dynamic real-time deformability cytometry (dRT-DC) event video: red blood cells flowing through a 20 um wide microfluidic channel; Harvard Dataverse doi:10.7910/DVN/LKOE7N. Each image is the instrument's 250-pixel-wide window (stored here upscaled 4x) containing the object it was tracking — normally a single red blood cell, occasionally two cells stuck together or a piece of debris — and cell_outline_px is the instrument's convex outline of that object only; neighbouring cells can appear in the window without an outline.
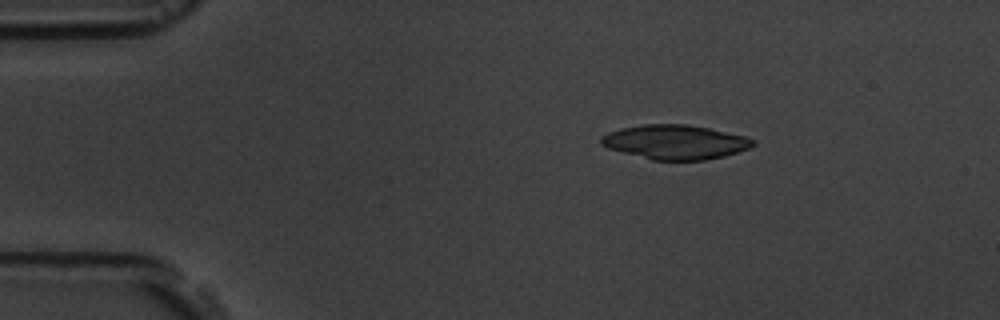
{"species": "common noctule bat (a hibernating species)", "species_latin": "Nyctalus noctula", "temperature_condition": "room temperature", "stored_images_in_passage": 5, "segment_of_instrument_passage": [1, 2], "camera_frame_rate_fps": 3000, "um_per_image_px": 0.085, "animal": {"sex": "male", "body_mass_g": 19.5, "forearm_length_mm": 54.6}, "frame": {"image": 1, "passage_image": 3, "time_ms": 2.333, "image_size_px": [1000, 320], "cell_outline_px": [[756, 144], [748, 148], [724, 156], [704, 160], [652, 160], [608, 148], [600, 144], [600, 136], [608, 132], [620, 128], [644, 124], [688, 124], [708, 128], [744, 136], [756, 140]], "centroid_in_image_um": [57.36, 12.07], "position_along_channel_um": 27.6, "area_um2": 30.35}}